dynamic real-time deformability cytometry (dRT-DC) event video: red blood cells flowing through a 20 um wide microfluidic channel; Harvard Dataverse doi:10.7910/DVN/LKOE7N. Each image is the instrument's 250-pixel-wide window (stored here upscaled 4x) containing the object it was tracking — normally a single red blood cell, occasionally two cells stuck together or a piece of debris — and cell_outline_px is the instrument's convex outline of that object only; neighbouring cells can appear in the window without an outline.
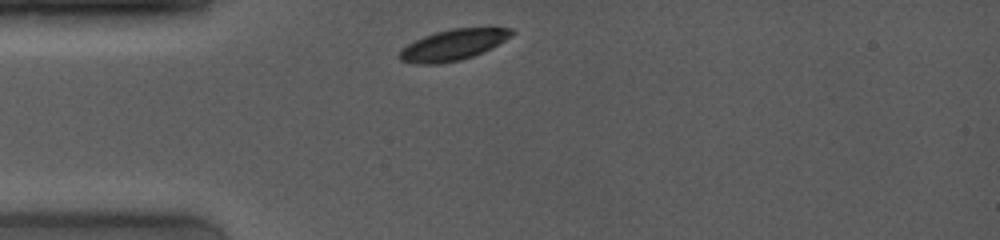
{"species": "common noctule bat (a hibernating species)", "species_latin": "Nyctalus noctula", "temperature_condition": "room temperature", "stored_images_in_passage": 25, "camera_frame_rate_fps": 4000, "um_per_image_px": 0.085, "animal": {"sex": "female", "body_mass_g": 19.0, "forearm_length_mm": 53.3}, "frame": {"image": 1, "passage_image": 1, "time_ms": 0.0, "image_size_px": [1000, 240], "cell_outline_px": [[516, 32], [512, 36], [472, 56], [460, 60], [436, 64], [412, 64], [400, 60], [400, 52], [408, 44], [424, 36], [436, 32], [452, 28], [492, 24], [512, 28]], "centroid_in_image_um": [38.61, 3.75], "position_along_channel_um": 46.4, "area_um2": 20.58}}
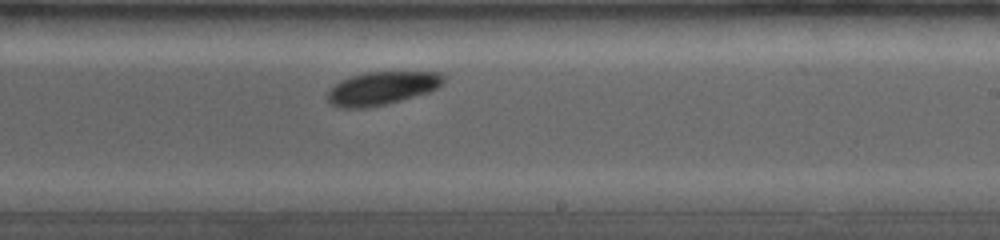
{"frame": {"image": 2, "passage_image": 14, "time_ms": 5.75, "image_size_px": [1000, 240], "cell_outline_px": [[444, 84], [428, 92], [400, 100], [384, 104], [364, 108], [336, 108], [328, 104], [328, 92], [340, 80], [352, 76], [368, 72], [444, 72]], "centroid_in_image_um": [32.46, 7.5], "position_along_channel_um": 256.5, "area_um2": 22.37}}
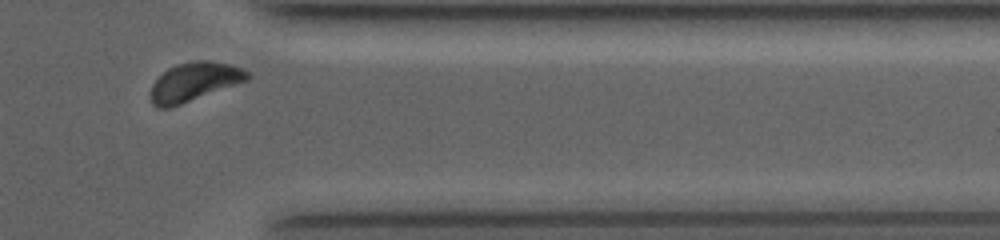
{"frame": {"image": 3, "passage_image": 23, "time_ms": 9.25, "image_size_px": [1000, 240], "cell_outline_px": [[252, 76], [248, 80], [180, 104], [168, 108], [156, 108], [152, 104], [148, 92], [152, 84], [168, 68], [176, 64], [192, 60], [208, 60], [228, 64], [240, 68], [248, 72]], "centroid_in_image_um": [16.46, 6.95], "position_along_channel_um": 394.9, "area_um2": 21.79}, "authors_computed_cell_mechanics": {"area_um2": 22.1952, "velocity_mm_per_s": 3.9486, "shape_relaxation_time_tau1_ms": 1.4726, "shape_relaxation_time_tau2_ms": null, "deformation_change_tau1": 0.0775, "deformation_change_tau2": null}}